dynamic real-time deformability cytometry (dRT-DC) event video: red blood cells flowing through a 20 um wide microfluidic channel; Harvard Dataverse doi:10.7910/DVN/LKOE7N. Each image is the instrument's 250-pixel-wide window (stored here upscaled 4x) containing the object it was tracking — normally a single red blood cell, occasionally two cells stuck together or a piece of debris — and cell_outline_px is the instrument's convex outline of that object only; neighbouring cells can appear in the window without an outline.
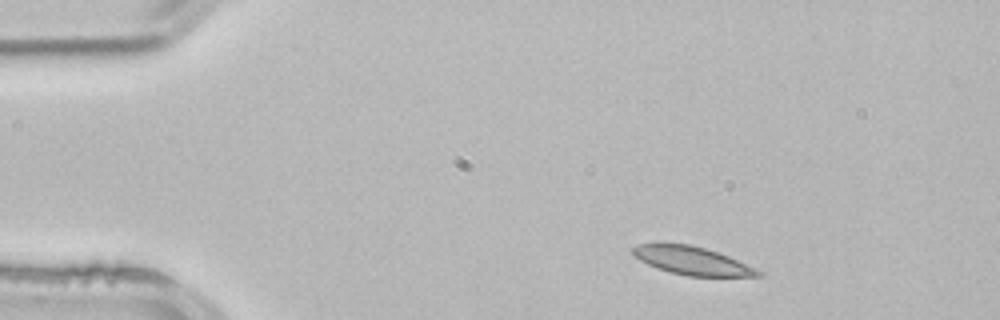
{"species": "common noctule bat (a hibernating species)", "species_latin": "Nyctalus noctula", "temperature_condition": "room temperature", "stored_images_in_passage": 2, "camera_frame_rate_fps": 3000, "um_per_image_px": 0.085, "animal": {"sex": "male", "body_mass_g": 21.5, "forearm_length_mm": 52.0}, "frame": {"image": 1, "passage_image": 1, "time_ms": 0.0, "image_size_px": [1000, 320], "cell_outline_px": [[764, 276], [688, 276], [668, 272], [656, 268], [632, 256], [628, 248], [636, 244], [688, 244], [704, 248], [728, 256], [756, 268], [764, 272]], "centroid_in_image_um": [58.78, 22.16], "position_along_channel_um": 26.2, "area_um2": 20.63}}